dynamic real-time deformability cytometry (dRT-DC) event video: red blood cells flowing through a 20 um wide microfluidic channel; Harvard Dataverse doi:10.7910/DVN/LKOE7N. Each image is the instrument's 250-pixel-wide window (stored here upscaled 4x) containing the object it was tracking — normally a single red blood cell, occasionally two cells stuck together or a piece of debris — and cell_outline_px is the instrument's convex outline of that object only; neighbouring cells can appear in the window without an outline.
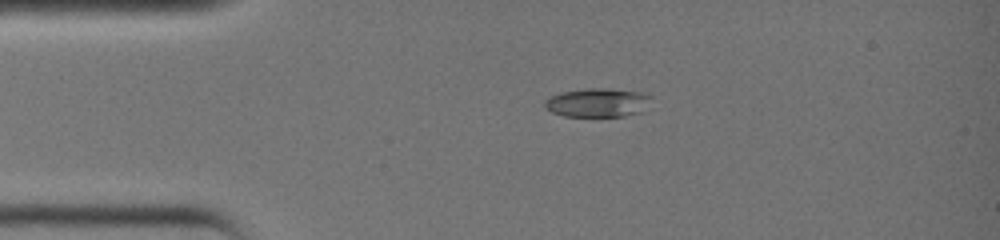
{"species": "common noctule bat (a hibernating species)", "species_latin": "Nyctalus noctula", "temperature_condition": "warm", "stored_images_in_passage": 28, "camera_frame_rate_fps": 3000, "um_per_image_px": 0.085, "animal": {"sex": "female", "body_mass_g": 19.0, "forearm_length_mm": 51.5}, "frame": {"image": 1, "passage_image": 1, "time_ms": 0.0, "image_size_px": [1000, 240], "cell_outline_px": [[648, 96], [640, 112], [624, 116], [564, 116], [552, 112], [544, 104], [544, 100], [552, 96], [564, 92], [588, 88], [600, 88], [640, 92]], "centroid_in_image_um": [50.7, 8.73], "position_along_channel_um": 34.3, "area_um2": 17.11}}
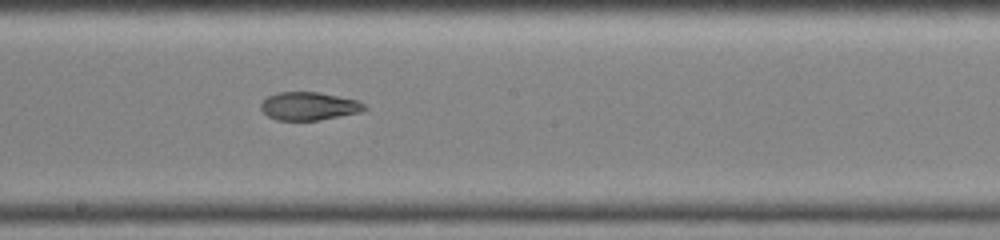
{"frame": {"image": 2, "passage_image": 14, "time_ms": 4.333, "image_size_px": [1000, 240], "cell_outline_px": [[368, 108], [360, 112], [316, 120], [276, 120], [268, 116], [260, 108], [260, 104], [268, 96], [276, 92], [316, 92], [356, 100], [364, 104]], "centroid_in_image_um": [26.22, 9.02], "position_along_channel_um": 222.0, "area_um2": 16.7}}
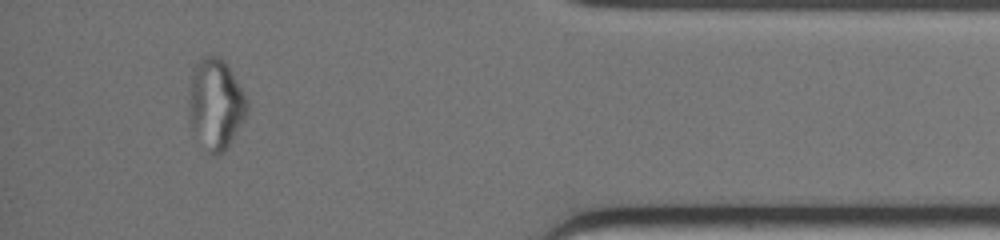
{"frame": {"image": 3, "passage_image": 27, "time_ms": 8.667, "image_size_px": [1000, 240], "cell_outline_px": [[248, 112], [244, 120], [224, 152], [216, 156], [212, 156], [208, 152], [192, 128], [188, 120], [188, 92], [192, 68], [204, 56], [220, 56], [224, 60], [232, 72], [244, 92], [248, 100]], "centroid_in_image_um": [18.32, 8.83], "position_along_channel_um": 416.9, "area_um2": 31.1}}